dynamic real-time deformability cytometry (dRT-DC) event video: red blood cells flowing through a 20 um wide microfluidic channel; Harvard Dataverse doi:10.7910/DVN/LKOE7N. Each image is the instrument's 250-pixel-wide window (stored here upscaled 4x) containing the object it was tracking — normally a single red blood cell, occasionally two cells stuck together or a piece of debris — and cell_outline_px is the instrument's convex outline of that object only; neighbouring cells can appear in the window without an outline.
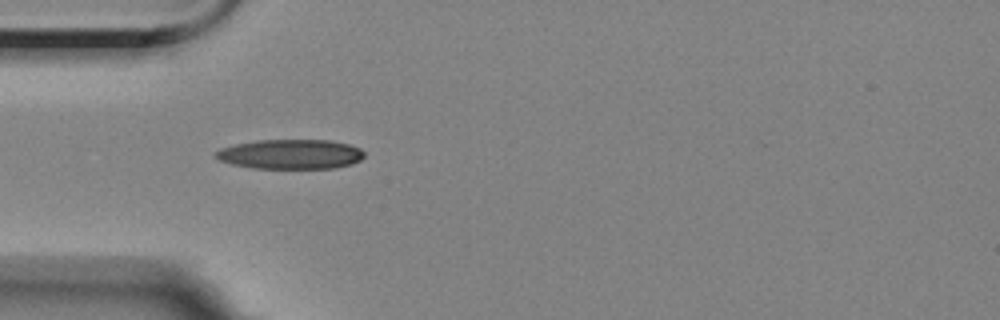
{"species": "Egyptian fruit bat (a non-hibernating species)", "species_latin": "Rousettus aegyptiacus", "temperature_condition": "room temperature", "stored_images_in_passage": 5, "camera_frame_rate_fps": 3000, "um_per_image_px": 0.085, "animal": {"sex": "female"}, "frame": {"image": 1, "passage_image": 4, "time_ms": 4.0, "image_size_px": [1000, 320], "cell_outline_px": [[364, 156], [360, 160], [352, 164], [336, 168], [252, 168], [232, 164], [220, 160], [212, 156], [212, 152], [220, 148], [236, 144], [256, 140], [328, 140], [348, 144], [360, 148], [364, 152]], "centroid_in_image_um": [24.66, 13.1], "position_along_channel_um": 60.3, "area_um2": 25.84}}
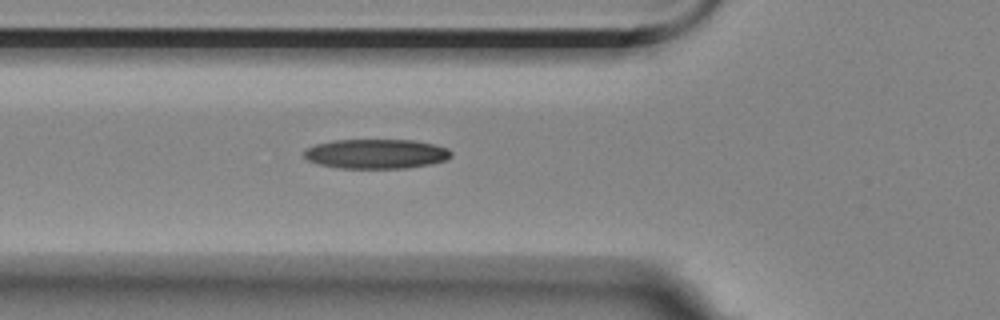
{"frame": {"image": 2, "passage_image": 5, "time_ms": 5.0, "image_size_px": [1000, 320], "cell_outline_px": [[452, 156], [444, 160], [428, 164], [408, 168], [340, 168], [320, 164], [308, 160], [304, 156], [304, 148], [316, 144], [332, 140], [412, 140], [432, 144], [448, 148], [452, 152]], "centroid_in_image_um": [31.95, 13.07], "position_along_channel_um": 93.9, "area_um2": 25.26}}